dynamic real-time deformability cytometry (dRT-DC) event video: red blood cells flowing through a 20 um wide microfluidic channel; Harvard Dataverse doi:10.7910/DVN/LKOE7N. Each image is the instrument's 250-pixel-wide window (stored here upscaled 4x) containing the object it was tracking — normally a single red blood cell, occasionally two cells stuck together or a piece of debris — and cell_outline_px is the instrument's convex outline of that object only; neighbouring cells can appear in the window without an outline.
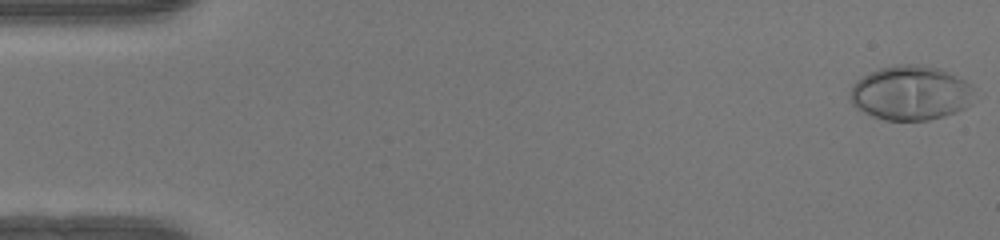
{"species": "human", "species_latin": "Homo sapiens", "temperature_condition": "warm", "stored_images_in_passage": 50, "camera_frame_rate_fps": 3000, "um_per_image_px": 0.085, "donor": {"sex": "female"}, "frame": {"image": 1, "passage_image": 1, "time_ms": 0.0, "image_size_px": [1000, 240], "cell_outline_px": [[972, 84], [968, 104], [964, 108], [944, 116], [928, 120], [884, 120], [872, 116], [856, 108], [852, 104], [852, 84], [856, 80], [880, 68], [896, 64], [916, 64], [940, 68]], "centroid_in_image_um": [77.37, 7.9], "position_along_channel_um": 7.6, "area_um2": 38.9}}
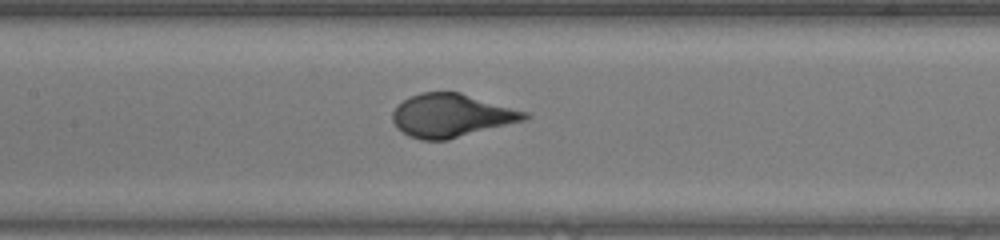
{"frame": {"image": 2, "passage_image": 24, "time_ms": 7.667, "image_size_px": [1000, 240], "cell_outline_px": [[532, 116], [524, 120], [448, 140], [420, 140], [408, 136], [396, 128], [392, 120], [392, 112], [408, 96], [420, 92], [460, 92], [528, 112]], "centroid_in_image_um": [38.35, 9.82], "position_along_channel_um": 169.1, "area_um2": 33.35}}
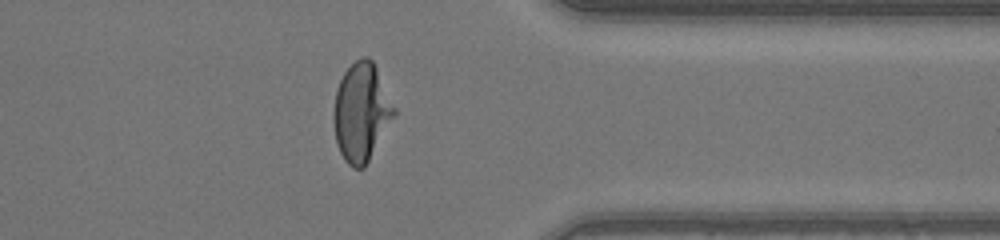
{"frame": {"image": 3, "passage_image": 40, "time_ms": 13.0, "image_size_px": [1000, 240], "cell_outline_px": [[396, 112], [364, 168], [352, 168], [344, 160], [336, 144], [332, 120], [332, 112], [336, 88], [344, 72], [360, 56], [368, 56], [372, 60], [396, 108]], "centroid_in_image_um": [30.67, 9.53], "position_along_channel_um": 380.7, "area_um2": 34.62}}